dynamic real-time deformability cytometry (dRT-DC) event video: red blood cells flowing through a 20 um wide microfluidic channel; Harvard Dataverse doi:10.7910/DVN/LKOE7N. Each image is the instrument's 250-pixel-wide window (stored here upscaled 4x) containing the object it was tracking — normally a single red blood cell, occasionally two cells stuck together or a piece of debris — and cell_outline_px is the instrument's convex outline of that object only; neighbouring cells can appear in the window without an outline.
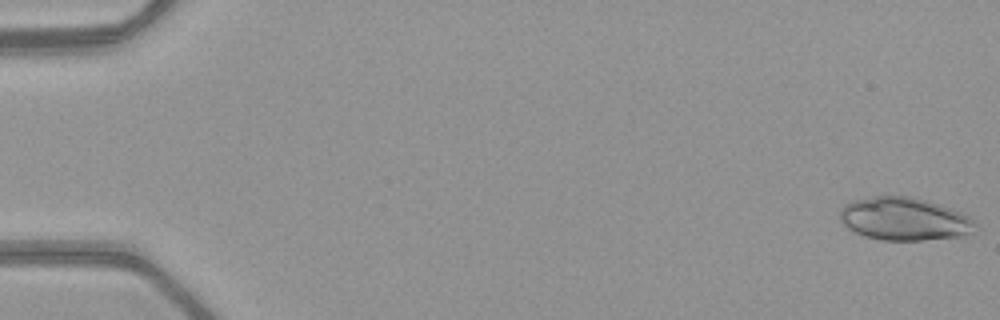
{"species": "common noctule bat (a hibernating species)", "species_latin": "Nyctalus noctula", "temperature_condition": "warm", "stored_images_in_passage": 51, "camera_frame_rate_fps": 3000, "um_per_image_px": 0.085, "animal": {"sex": "female", "body_mass_g": 21.9}, "frame": {"image": 1, "passage_image": 1, "time_ms": 0.0, "image_size_px": [1000, 320], "cell_outline_px": [[980, 224], [964, 236], [920, 240], [884, 240], [864, 236], [848, 228], [840, 220], [840, 208], [844, 204], [852, 200], [876, 196], [908, 196], [928, 200], [960, 212], [968, 216]], "centroid_in_image_um": [76.86, 18.6], "position_along_channel_um": 8.1, "area_um2": 33.87}}
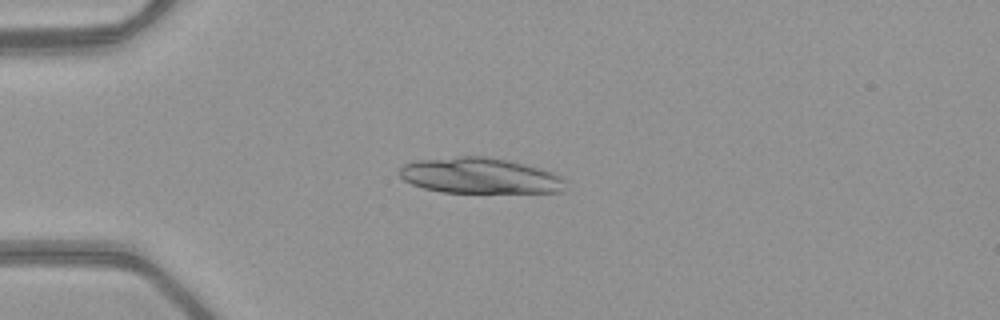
{"frame": {"image": 2, "passage_image": 14, "time_ms": 4.333, "image_size_px": [1000, 320], "cell_outline_px": [[564, 180], [560, 192], [440, 192], [424, 188], [412, 184], [404, 180], [400, 176], [400, 168], [404, 164], [416, 160], [460, 156], [484, 156], [508, 160], [540, 168], [552, 172], [560, 176]], "centroid_in_image_um": [40.74, 14.92], "position_along_channel_um": 44.3, "area_um2": 34.22}}